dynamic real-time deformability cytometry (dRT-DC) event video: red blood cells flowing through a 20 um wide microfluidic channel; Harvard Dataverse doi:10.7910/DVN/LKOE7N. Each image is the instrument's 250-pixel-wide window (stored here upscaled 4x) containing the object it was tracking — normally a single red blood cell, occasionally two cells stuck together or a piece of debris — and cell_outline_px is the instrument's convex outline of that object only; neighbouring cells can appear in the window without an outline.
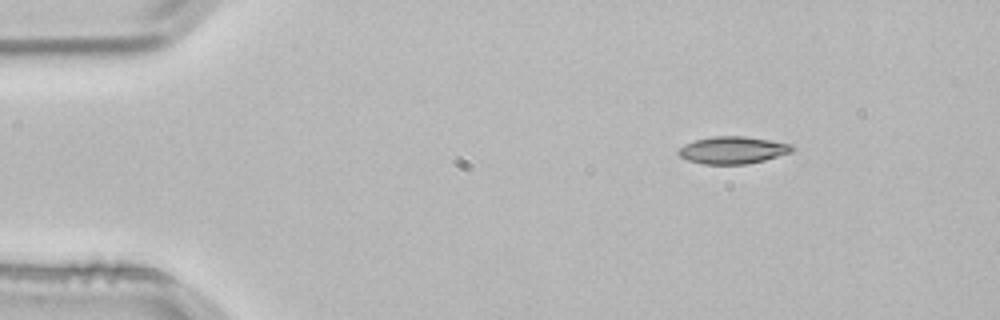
{"species": "common noctule bat (a hibernating species)", "species_latin": "Nyctalus noctula", "temperature_condition": "room temperature", "stored_images_in_passage": 3, "camera_frame_rate_fps": 3000, "um_per_image_px": 0.085, "animal": {"sex": "male", "body_mass_g": 21.5, "forearm_length_mm": 52.0}, "frame": {"image": 1, "passage_image": 1, "time_ms": 0.0, "image_size_px": [1000, 320], "cell_outline_px": [[796, 148], [792, 152], [764, 160], [748, 164], [704, 164], [688, 160], [680, 156], [676, 152], [684, 144], [696, 140], [712, 136], [744, 136], [792, 144]], "centroid_in_image_um": [62.29, 12.76], "position_along_channel_um": 22.7, "area_um2": 18.03}}
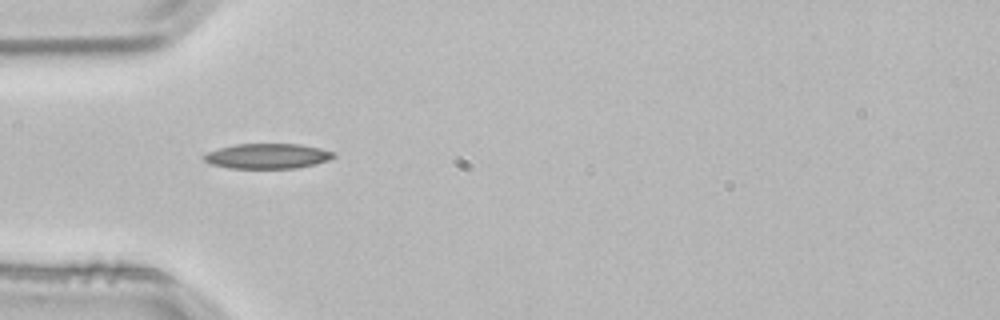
{"frame": {"image": 2, "passage_image": 3, "time_ms": 0.667, "image_size_px": [1000, 320], "cell_outline_px": [[336, 156], [328, 160], [316, 164], [296, 168], [228, 168], [212, 164], [204, 160], [204, 156], [208, 152], [220, 148], [236, 144], [300, 144], [320, 148], [336, 152]], "centroid_in_image_um": [22.79, 13.26], "position_along_channel_um": 62.2, "area_um2": 18.9}}